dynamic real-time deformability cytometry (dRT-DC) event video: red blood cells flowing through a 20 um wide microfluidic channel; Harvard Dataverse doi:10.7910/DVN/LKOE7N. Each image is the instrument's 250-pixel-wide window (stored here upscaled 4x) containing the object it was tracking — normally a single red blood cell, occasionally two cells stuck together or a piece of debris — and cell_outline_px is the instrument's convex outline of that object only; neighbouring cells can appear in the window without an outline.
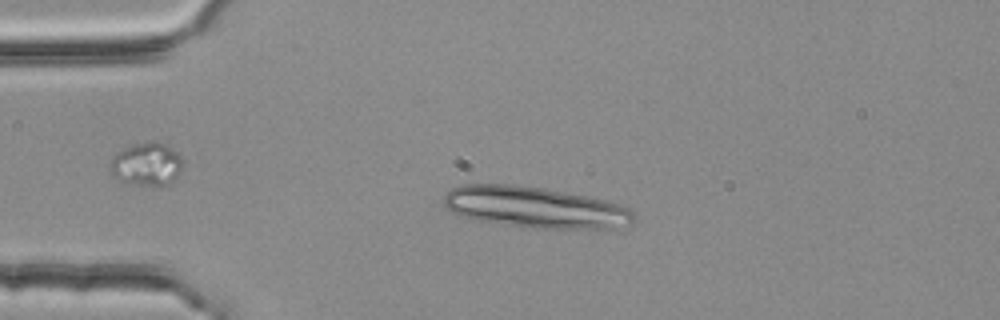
{"species": "common noctule bat (a hibernating species)", "species_latin": "Nyctalus noctula", "temperature_condition": "room temperature", "stored_images_in_passage": 6, "camera_frame_rate_fps": 3000, "um_per_image_px": 0.085, "animal": {"sex": "female", "body_mass_g": 25.1}, "frame": {"image": 1, "passage_image": 1, "time_ms": 0.0, "image_size_px": [1000, 320], "cell_outline_px": [[636, 216], [632, 224], [612, 228], [532, 228], [472, 220], [460, 216], [452, 212], [444, 204], [444, 196], [452, 188], [464, 184], [516, 184], [544, 188], [604, 200], [620, 204], [632, 208]], "centroid_in_image_um": [45.48, 17.62], "position_along_channel_um": 39.5, "area_um2": 45.78}}